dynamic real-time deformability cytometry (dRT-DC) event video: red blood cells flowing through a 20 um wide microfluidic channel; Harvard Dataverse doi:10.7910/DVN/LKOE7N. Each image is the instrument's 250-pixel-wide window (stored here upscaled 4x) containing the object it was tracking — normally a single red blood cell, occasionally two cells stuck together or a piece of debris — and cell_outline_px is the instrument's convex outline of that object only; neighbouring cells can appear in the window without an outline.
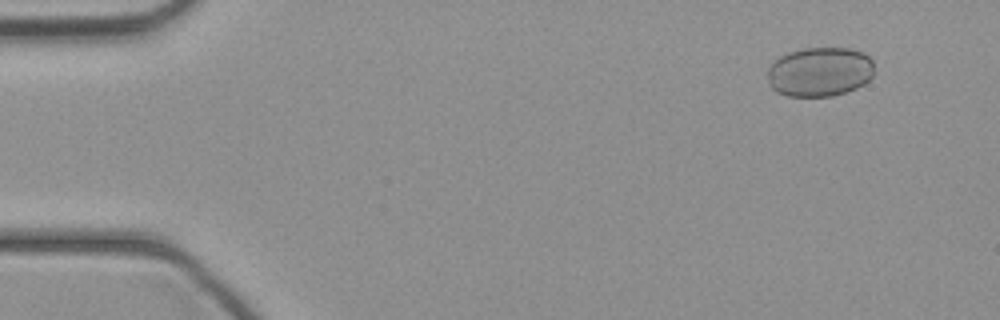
{"species": "common noctule bat (a hibernating species)", "species_latin": "Nyctalus noctula", "temperature_condition": "cold", "stored_images_in_passage": 45, "camera_frame_rate_fps": 3000, "um_per_image_px": 0.085, "animal": {"sex": "female", "body_mass_g": 21.9}, "frame": {"image": 1, "passage_image": 4, "time_ms": 1.0, "image_size_px": [1000, 320], "cell_outline_px": [[872, 76], [864, 84], [856, 88], [832, 96], [788, 96], [776, 92], [768, 84], [768, 68], [780, 56], [788, 52], [804, 48], [848, 48], [864, 52], [872, 60]], "centroid_in_image_um": [69.66, 6.1], "position_along_channel_um": 15.3, "area_um2": 30.75}}
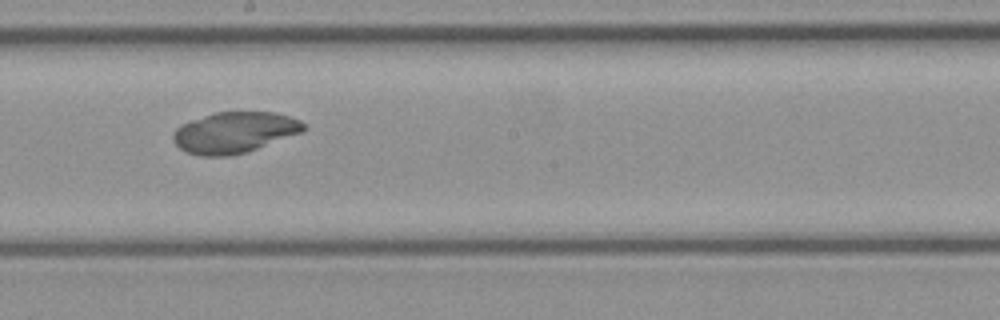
{"frame": {"image": 2, "passage_image": 25, "time_ms": 8.0, "image_size_px": [1000, 320], "cell_outline_px": [[308, 128], [300, 132], [248, 152], [232, 156], [200, 156], [184, 152], [172, 140], [172, 132], [180, 124], [212, 112], [276, 112], [300, 120]], "centroid_in_image_um": [19.87, 11.26], "position_along_channel_um": 228.3, "area_um2": 31.44}}
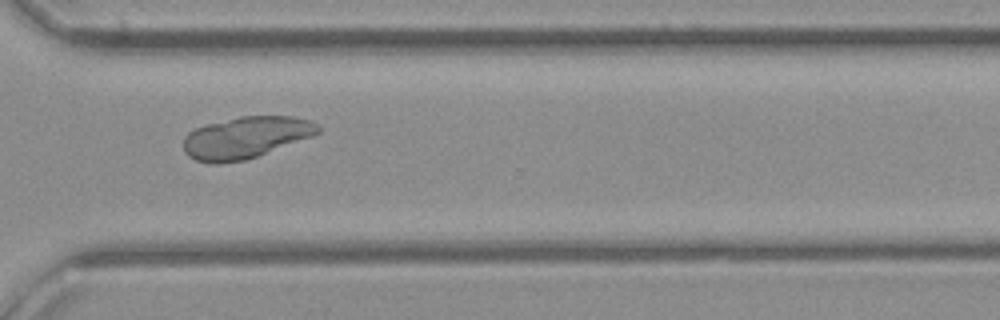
{"frame": {"image": 3, "passage_image": 33, "time_ms": 10.667, "image_size_px": [1000, 320], "cell_outline_px": [[320, 132], [312, 136], [256, 156], [244, 160], [220, 164], [212, 164], [196, 160], [188, 156], [184, 152], [184, 136], [188, 132], [196, 128], [208, 124], [240, 116], [292, 116], [312, 120], [320, 124]], "centroid_in_image_um": [20.89, 11.68], "position_along_channel_um": 349.7, "area_um2": 32.66}}